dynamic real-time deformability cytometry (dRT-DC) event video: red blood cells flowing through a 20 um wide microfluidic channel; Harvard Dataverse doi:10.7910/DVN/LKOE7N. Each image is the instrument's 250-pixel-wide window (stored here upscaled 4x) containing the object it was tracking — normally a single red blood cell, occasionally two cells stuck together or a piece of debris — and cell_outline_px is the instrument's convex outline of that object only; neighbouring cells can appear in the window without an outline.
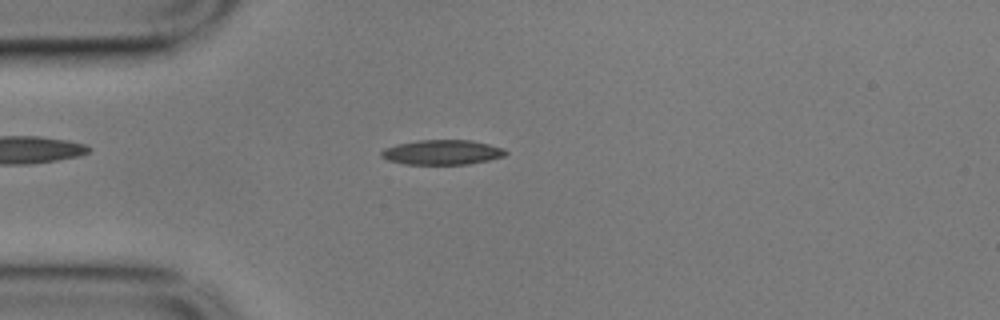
{"species": "common noctule bat (a hibernating species)", "species_latin": "Nyctalus noctula", "temperature_condition": "cold", "stored_images_in_passage": 53, "camera_frame_rate_fps": 3000, "um_per_image_px": 0.085, "animal": {"sex": "male", "body_mass_g": 17.9}, "frame": {"image": 1, "passage_image": 11, "time_ms": 3.333, "image_size_px": [1000, 320], "cell_outline_px": [[508, 152], [504, 156], [488, 160], [468, 164], [404, 164], [388, 160], [380, 156], [380, 152], [384, 148], [396, 144], [416, 140], [472, 140], [504, 148]], "centroid_in_image_um": [37.56, 12.94], "position_along_channel_um": 47.4, "area_um2": 18.03}}
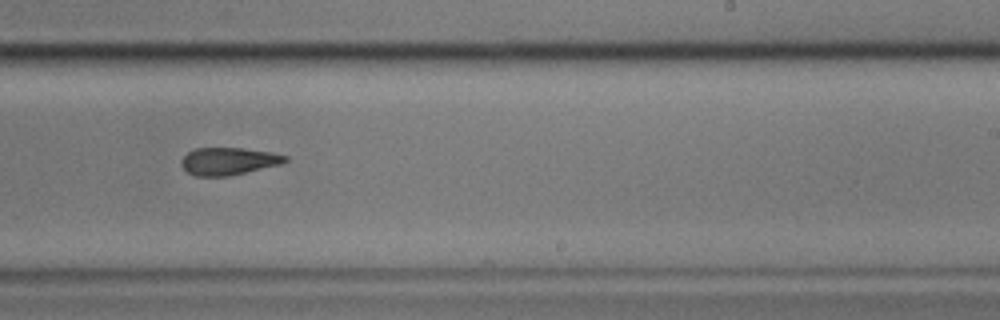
{"frame": {"image": 2, "passage_image": 31, "time_ms": 10.0, "image_size_px": [1000, 320], "cell_outline_px": [[288, 160], [280, 164], [228, 176], [196, 176], [188, 172], [180, 164], [180, 160], [188, 152], [196, 148], [244, 148], [272, 152], [288, 156]], "centroid_in_image_um": [19.41, 13.69], "position_along_channel_um": 269.6, "area_um2": 16.53}}
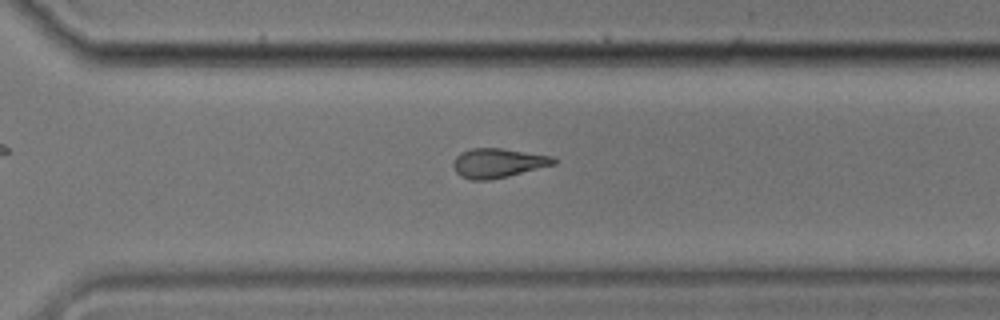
{"frame": {"image": 3, "passage_image": 36, "time_ms": 11.667, "image_size_px": [1000, 320], "cell_outline_px": [[560, 160], [556, 164], [508, 176], [488, 180], [472, 180], [460, 176], [456, 172], [452, 164], [456, 156], [460, 152], [472, 148], [500, 148], [552, 156]], "centroid_in_image_um": [42.33, 13.85], "position_along_channel_um": 328.3, "area_um2": 17.22}, "authors_computed_cell_mechanics": {"area_um2": 17.7446, "velocity_mm_per_s": 3.5346, "shape_relaxation_time_tau1_ms": 9.9634, "shape_relaxation_time_tau2_ms": 5.7498, "deformation_change_tau1": 0.2098, "deformation_change_tau2": 0.1546}}